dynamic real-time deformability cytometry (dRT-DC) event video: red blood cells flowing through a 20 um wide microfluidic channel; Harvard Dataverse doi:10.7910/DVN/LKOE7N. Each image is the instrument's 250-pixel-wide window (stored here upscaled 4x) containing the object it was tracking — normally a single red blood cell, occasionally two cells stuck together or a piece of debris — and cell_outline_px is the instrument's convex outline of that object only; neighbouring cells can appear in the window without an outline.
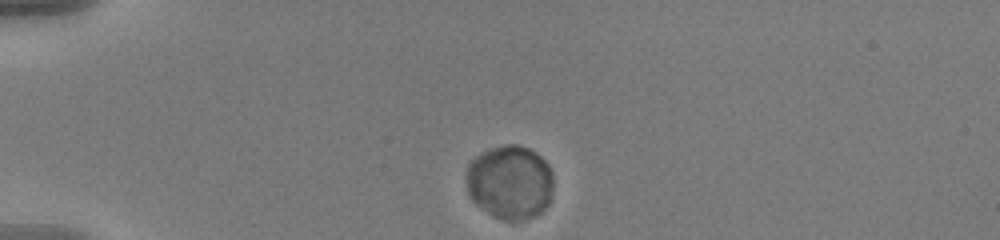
{"species": "human", "species_latin": "Homo sapiens", "temperature_condition": "warm", "stored_images_in_passage": 43, "camera_frame_rate_fps": 3000, "um_per_image_px": 0.085, "donor": {"sex": "male"}, "frame": {"image": 1, "passage_image": 1, "time_ms": 0.0, "image_size_px": [1000, 240], "cell_outline_px": [[552, 196], [548, 204], [540, 212], [532, 216], [512, 224], [492, 216], [476, 204], [472, 200], [468, 192], [468, 164], [476, 156], [488, 148], [504, 144], [516, 144], [528, 148], [536, 152], [548, 164], [552, 172]], "centroid_in_image_um": [43.36, 15.5], "position_along_channel_um": 41.6, "area_um2": 37.86}}
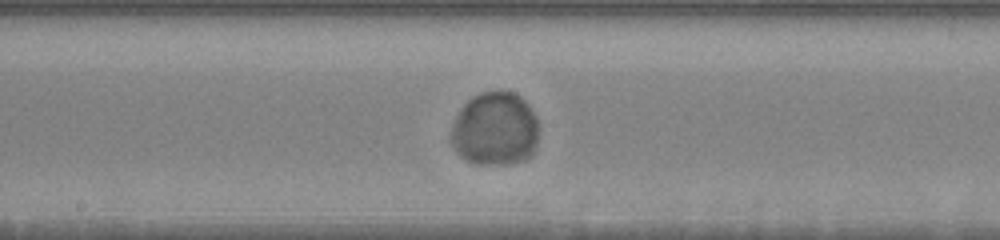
{"frame": {"image": 2, "passage_image": 19, "time_ms": 6.0, "image_size_px": [1000, 240], "cell_outline_px": [[536, 144], [532, 152], [524, 160], [512, 164], [476, 164], [460, 156], [456, 152], [448, 136], [456, 116], [464, 104], [472, 96], [484, 92], [500, 88], [512, 92], [520, 96], [528, 104], [536, 116]], "centroid_in_image_um": [42.04, 10.94], "position_along_channel_um": 206.2, "area_um2": 37.92}}
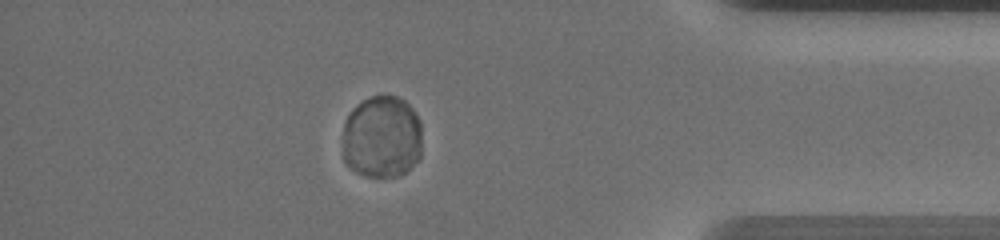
{"frame": {"image": 3, "passage_image": 37, "time_ms": 12.0, "image_size_px": [1000, 240], "cell_outline_px": [[420, 156], [404, 172], [396, 176], [368, 176], [356, 172], [344, 160], [344, 120], [348, 112], [356, 104], [380, 92], [396, 96], [404, 100], [412, 108], [420, 120]], "centroid_in_image_um": [32.44, 11.58], "position_along_channel_um": 402.8, "area_um2": 38.38}, "authors_computed_cell_mechanics": {"area_um2": 37.6278, "velocity_mm_per_s": 3.4849, "shape_relaxation_time_tau1_ms": 1.1802, "shape_relaxation_time_tau2_ms": null, "deformation_change_tau1": 0.0128, "deformation_change_tau2": null}}